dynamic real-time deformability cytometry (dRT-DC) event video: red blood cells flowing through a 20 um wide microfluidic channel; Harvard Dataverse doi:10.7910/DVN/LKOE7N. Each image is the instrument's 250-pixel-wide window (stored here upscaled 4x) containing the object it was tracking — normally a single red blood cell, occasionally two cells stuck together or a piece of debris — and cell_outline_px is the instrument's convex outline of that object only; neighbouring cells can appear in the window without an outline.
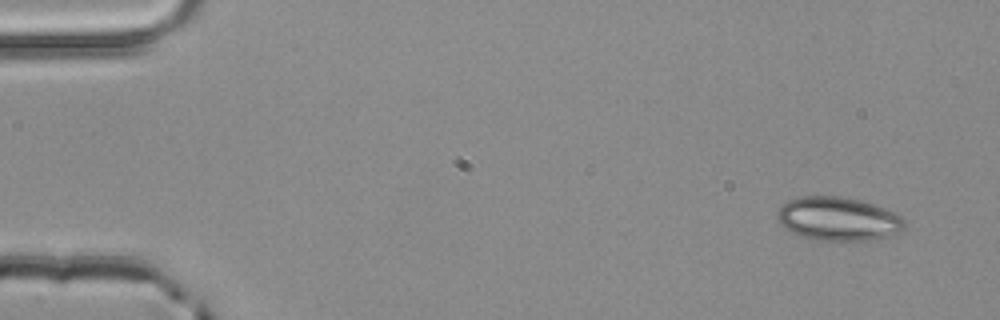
{"species": "common noctule bat (a hibernating species)", "species_latin": "Nyctalus noctula", "temperature_condition": "room temperature", "stored_images_in_passage": 3, "camera_frame_rate_fps": 3000, "um_per_image_px": 0.085, "animal": {"sex": "male", "body_mass_g": 20.4}, "frame": {"image": 1, "passage_image": 1, "time_ms": 0.0, "image_size_px": [1000, 320], "cell_outline_px": [[904, 232], [888, 236], [868, 240], [816, 240], [800, 236], [784, 228], [776, 220], [776, 212], [788, 200], [800, 196], [840, 196], [860, 200], [884, 208], [900, 216], [904, 220]], "centroid_in_image_um": [71.22, 18.6], "position_along_channel_um": 13.8, "area_um2": 32.43}}